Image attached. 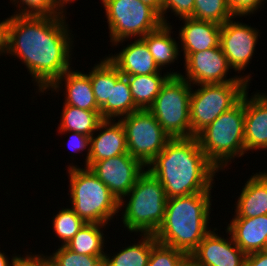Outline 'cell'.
Returning <instances> with one entry per match:
<instances>
[{
	"label": "cell",
	"mask_w": 267,
	"mask_h": 266,
	"mask_svg": "<svg viewBox=\"0 0 267 266\" xmlns=\"http://www.w3.org/2000/svg\"><path fill=\"white\" fill-rule=\"evenodd\" d=\"M65 22L64 15L15 14L2 21L3 53L16 56L26 65L40 91L71 69L73 43Z\"/></svg>",
	"instance_id": "6da1fadb"
},
{
	"label": "cell",
	"mask_w": 267,
	"mask_h": 266,
	"mask_svg": "<svg viewBox=\"0 0 267 266\" xmlns=\"http://www.w3.org/2000/svg\"><path fill=\"white\" fill-rule=\"evenodd\" d=\"M147 168L162 184L167 198L211 190L219 171L193 136L171 138Z\"/></svg>",
	"instance_id": "7a4b0ae2"
},
{
	"label": "cell",
	"mask_w": 267,
	"mask_h": 266,
	"mask_svg": "<svg viewBox=\"0 0 267 266\" xmlns=\"http://www.w3.org/2000/svg\"><path fill=\"white\" fill-rule=\"evenodd\" d=\"M211 191L168 198L164 220L154 237L164 245L191 254L211 231Z\"/></svg>",
	"instance_id": "3957f363"
},
{
	"label": "cell",
	"mask_w": 267,
	"mask_h": 266,
	"mask_svg": "<svg viewBox=\"0 0 267 266\" xmlns=\"http://www.w3.org/2000/svg\"><path fill=\"white\" fill-rule=\"evenodd\" d=\"M245 93L231 109L219 115L195 137L207 159L219 170L245 154Z\"/></svg>",
	"instance_id": "277c9868"
},
{
	"label": "cell",
	"mask_w": 267,
	"mask_h": 266,
	"mask_svg": "<svg viewBox=\"0 0 267 266\" xmlns=\"http://www.w3.org/2000/svg\"><path fill=\"white\" fill-rule=\"evenodd\" d=\"M126 196H130L124 204ZM167 197L159 180L148 170L144 171L127 195L119 201V209L125 210L124 226L130 232L155 234L164 220Z\"/></svg>",
	"instance_id": "5b68a950"
},
{
	"label": "cell",
	"mask_w": 267,
	"mask_h": 266,
	"mask_svg": "<svg viewBox=\"0 0 267 266\" xmlns=\"http://www.w3.org/2000/svg\"><path fill=\"white\" fill-rule=\"evenodd\" d=\"M71 209L85 223L108 224L119 201L89 168L69 165Z\"/></svg>",
	"instance_id": "8992f818"
},
{
	"label": "cell",
	"mask_w": 267,
	"mask_h": 266,
	"mask_svg": "<svg viewBox=\"0 0 267 266\" xmlns=\"http://www.w3.org/2000/svg\"><path fill=\"white\" fill-rule=\"evenodd\" d=\"M191 91L187 80L171 76L148 108L170 138L191 137Z\"/></svg>",
	"instance_id": "52a82bcc"
},
{
	"label": "cell",
	"mask_w": 267,
	"mask_h": 266,
	"mask_svg": "<svg viewBox=\"0 0 267 266\" xmlns=\"http://www.w3.org/2000/svg\"><path fill=\"white\" fill-rule=\"evenodd\" d=\"M102 4L114 45L134 36L143 38L163 25L160 15L140 0H102Z\"/></svg>",
	"instance_id": "ba28073f"
},
{
	"label": "cell",
	"mask_w": 267,
	"mask_h": 266,
	"mask_svg": "<svg viewBox=\"0 0 267 266\" xmlns=\"http://www.w3.org/2000/svg\"><path fill=\"white\" fill-rule=\"evenodd\" d=\"M248 82L202 84L191 91V137L211 124L219 115L235 106L248 89Z\"/></svg>",
	"instance_id": "9c48e42d"
},
{
	"label": "cell",
	"mask_w": 267,
	"mask_h": 266,
	"mask_svg": "<svg viewBox=\"0 0 267 266\" xmlns=\"http://www.w3.org/2000/svg\"><path fill=\"white\" fill-rule=\"evenodd\" d=\"M128 153L147 166L171 139L149 110H138L122 117Z\"/></svg>",
	"instance_id": "30bf717a"
},
{
	"label": "cell",
	"mask_w": 267,
	"mask_h": 266,
	"mask_svg": "<svg viewBox=\"0 0 267 266\" xmlns=\"http://www.w3.org/2000/svg\"><path fill=\"white\" fill-rule=\"evenodd\" d=\"M185 59L186 76L180 77L190 84H221L227 82H249L251 77L228 78L226 75L232 67L229 65L221 47H214L200 52L183 53Z\"/></svg>",
	"instance_id": "8fae6325"
},
{
	"label": "cell",
	"mask_w": 267,
	"mask_h": 266,
	"mask_svg": "<svg viewBox=\"0 0 267 266\" xmlns=\"http://www.w3.org/2000/svg\"><path fill=\"white\" fill-rule=\"evenodd\" d=\"M146 167L129 153L94 162L89 170L105 184L120 201L137 182Z\"/></svg>",
	"instance_id": "7c38bea8"
},
{
	"label": "cell",
	"mask_w": 267,
	"mask_h": 266,
	"mask_svg": "<svg viewBox=\"0 0 267 266\" xmlns=\"http://www.w3.org/2000/svg\"><path fill=\"white\" fill-rule=\"evenodd\" d=\"M259 31L232 19L221 25L220 47L229 65L241 72L247 67L255 51Z\"/></svg>",
	"instance_id": "4fadbf2b"
},
{
	"label": "cell",
	"mask_w": 267,
	"mask_h": 266,
	"mask_svg": "<svg viewBox=\"0 0 267 266\" xmlns=\"http://www.w3.org/2000/svg\"><path fill=\"white\" fill-rule=\"evenodd\" d=\"M210 231L191 253L199 266H245L246 254L235 244L233 238H222Z\"/></svg>",
	"instance_id": "5bb4252c"
},
{
	"label": "cell",
	"mask_w": 267,
	"mask_h": 266,
	"mask_svg": "<svg viewBox=\"0 0 267 266\" xmlns=\"http://www.w3.org/2000/svg\"><path fill=\"white\" fill-rule=\"evenodd\" d=\"M115 121L103 120L97 127V131L101 133L95 137L93 134L90 136V147L84 165L86 168L94 162L128 153L124 127L119 120Z\"/></svg>",
	"instance_id": "9a60e30c"
},
{
	"label": "cell",
	"mask_w": 267,
	"mask_h": 266,
	"mask_svg": "<svg viewBox=\"0 0 267 266\" xmlns=\"http://www.w3.org/2000/svg\"><path fill=\"white\" fill-rule=\"evenodd\" d=\"M245 92L244 145L245 151L267 149V94Z\"/></svg>",
	"instance_id": "2e32d148"
},
{
	"label": "cell",
	"mask_w": 267,
	"mask_h": 266,
	"mask_svg": "<svg viewBox=\"0 0 267 266\" xmlns=\"http://www.w3.org/2000/svg\"><path fill=\"white\" fill-rule=\"evenodd\" d=\"M235 244L246 254L265 251L267 215L252 218H232L227 231Z\"/></svg>",
	"instance_id": "e0dca14e"
},
{
	"label": "cell",
	"mask_w": 267,
	"mask_h": 266,
	"mask_svg": "<svg viewBox=\"0 0 267 266\" xmlns=\"http://www.w3.org/2000/svg\"><path fill=\"white\" fill-rule=\"evenodd\" d=\"M123 76L149 75L159 73L160 68L154 61L148 46L142 38L127 45L118 54L107 56Z\"/></svg>",
	"instance_id": "ac0fdd59"
},
{
	"label": "cell",
	"mask_w": 267,
	"mask_h": 266,
	"mask_svg": "<svg viewBox=\"0 0 267 266\" xmlns=\"http://www.w3.org/2000/svg\"><path fill=\"white\" fill-rule=\"evenodd\" d=\"M182 20L185 22L179 31V37L184 53L200 52L220 46V24L191 17Z\"/></svg>",
	"instance_id": "d6986e66"
},
{
	"label": "cell",
	"mask_w": 267,
	"mask_h": 266,
	"mask_svg": "<svg viewBox=\"0 0 267 266\" xmlns=\"http://www.w3.org/2000/svg\"><path fill=\"white\" fill-rule=\"evenodd\" d=\"M65 80V81H64ZM65 82V103L83 110L100 111L97 105L94 92L92 90V83L88 74H83L79 71L67 70L61 77H59L49 88L41 90L43 93L47 89L57 90Z\"/></svg>",
	"instance_id": "ffe728a7"
},
{
	"label": "cell",
	"mask_w": 267,
	"mask_h": 266,
	"mask_svg": "<svg viewBox=\"0 0 267 266\" xmlns=\"http://www.w3.org/2000/svg\"><path fill=\"white\" fill-rule=\"evenodd\" d=\"M247 180L236 203L234 218L267 215V172L256 173Z\"/></svg>",
	"instance_id": "44dd1931"
},
{
	"label": "cell",
	"mask_w": 267,
	"mask_h": 266,
	"mask_svg": "<svg viewBox=\"0 0 267 266\" xmlns=\"http://www.w3.org/2000/svg\"><path fill=\"white\" fill-rule=\"evenodd\" d=\"M160 74L159 72L149 75L125 76L130 86L133 101L140 110H148L166 81L171 76L180 75L177 72H167L163 76Z\"/></svg>",
	"instance_id": "7402d4cb"
},
{
	"label": "cell",
	"mask_w": 267,
	"mask_h": 266,
	"mask_svg": "<svg viewBox=\"0 0 267 266\" xmlns=\"http://www.w3.org/2000/svg\"><path fill=\"white\" fill-rule=\"evenodd\" d=\"M138 110L140 109L133 101L128 80L122 75L116 83H111L110 101L100 107V115L103 120H113Z\"/></svg>",
	"instance_id": "603a6c76"
},
{
	"label": "cell",
	"mask_w": 267,
	"mask_h": 266,
	"mask_svg": "<svg viewBox=\"0 0 267 266\" xmlns=\"http://www.w3.org/2000/svg\"><path fill=\"white\" fill-rule=\"evenodd\" d=\"M63 107L61 123L58 126L60 133L77 132L90 137L103 121L100 111L83 110L66 104Z\"/></svg>",
	"instance_id": "cb8c5ba5"
},
{
	"label": "cell",
	"mask_w": 267,
	"mask_h": 266,
	"mask_svg": "<svg viewBox=\"0 0 267 266\" xmlns=\"http://www.w3.org/2000/svg\"><path fill=\"white\" fill-rule=\"evenodd\" d=\"M171 30L170 25H162L156 31L148 33L142 38L160 69L175 62L179 55L178 43L171 38Z\"/></svg>",
	"instance_id": "d4e9b609"
},
{
	"label": "cell",
	"mask_w": 267,
	"mask_h": 266,
	"mask_svg": "<svg viewBox=\"0 0 267 266\" xmlns=\"http://www.w3.org/2000/svg\"><path fill=\"white\" fill-rule=\"evenodd\" d=\"M143 238L131 246L108 257L105 254L104 266H147L153 245L157 242L154 234H142Z\"/></svg>",
	"instance_id": "484cf974"
},
{
	"label": "cell",
	"mask_w": 267,
	"mask_h": 266,
	"mask_svg": "<svg viewBox=\"0 0 267 266\" xmlns=\"http://www.w3.org/2000/svg\"><path fill=\"white\" fill-rule=\"evenodd\" d=\"M105 224L85 223L66 247L80 255L105 256L104 237L100 228Z\"/></svg>",
	"instance_id": "4316f807"
},
{
	"label": "cell",
	"mask_w": 267,
	"mask_h": 266,
	"mask_svg": "<svg viewBox=\"0 0 267 266\" xmlns=\"http://www.w3.org/2000/svg\"><path fill=\"white\" fill-rule=\"evenodd\" d=\"M100 62L97 65L95 64L88 73L99 108L106 101H110L111 83H116L122 76L118 68L107 57Z\"/></svg>",
	"instance_id": "83f0119b"
},
{
	"label": "cell",
	"mask_w": 267,
	"mask_h": 266,
	"mask_svg": "<svg viewBox=\"0 0 267 266\" xmlns=\"http://www.w3.org/2000/svg\"><path fill=\"white\" fill-rule=\"evenodd\" d=\"M191 18L224 24L234 19L229 8L228 0H195Z\"/></svg>",
	"instance_id": "f1b7e54d"
},
{
	"label": "cell",
	"mask_w": 267,
	"mask_h": 266,
	"mask_svg": "<svg viewBox=\"0 0 267 266\" xmlns=\"http://www.w3.org/2000/svg\"><path fill=\"white\" fill-rule=\"evenodd\" d=\"M52 224L58 238L62 240L61 246H66L85 222L71 208H62L54 217Z\"/></svg>",
	"instance_id": "f546056e"
},
{
	"label": "cell",
	"mask_w": 267,
	"mask_h": 266,
	"mask_svg": "<svg viewBox=\"0 0 267 266\" xmlns=\"http://www.w3.org/2000/svg\"><path fill=\"white\" fill-rule=\"evenodd\" d=\"M104 257L80 255L61 246L49 259L52 266H104Z\"/></svg>",
	"instance_id": "4dcf8cb0"
},
{
	"label": "cell",
	"mask_w": 267,
	"mask_h": 266,
	"mask_svg": "<svg viewBox=\"0 0 267 266\" xmlns=\"http://www.w3.org/2000/svg\"><path fill=\"white\" fill-rule=\"evenodd\" d=\"M184 252L159 243L153 245L147 266H176Z\"/></svg>",
	"instance_id": "1f68e13d"
},
{
	"label": "cell",
	"mask_w": 267,
	"mask_h": 266,
	"mask_svg": "<svg viewBox=\"0 0 267 266\" xmlns=\"http://www.w3.org/2000/svg\"><path fill=\"white\" fill-rule=\"evenodd\" d=\"M20 1V3H19ZM19 3L18 12L20 16H56L62 15L53 4V0H13L12 3ZM22 5V6H21ZM25 5V6H24ZM23 8V9H22Z\"/></svg>",
	"instance_id": "d6a6232c"
},
{
	"label": "cell",
	"mask_w": 267,
	"mask_h": 266,
	"mask_svg": "<svg viewBox=\"0 0 267 266\" xmlns=\"http://www.w3.org/2000/svg\"><path fill=\"white\" fill-rule=\"evenodd\" d=\"M195 0H163L161 19L163 25H169L164 15L170 9L180 19L191 17L194 10Z\"/></svg>",
	"instance_id": "836d02e7"
},
{
	"label": "cell",
	"mask_w": 267,
	"mask_h": 266,
	"mask_svg": "<svg viewBox=\"0 0 267 266\" xmlns=\"http://www.w3.org/2000/svg\"><path fill=\"white\" fill-rule=\"evenodd\" d=\"M264 0H228L229 8L234 17L246 16L260 8Z\"/></svg>",
	"instance_id": "e575fe53"
},
{
	"label": "cell",
	"mask_w": 267,
	"mask_h": 266,
	"mask_svg": "<svg viewBox=\"0 0 267 266\" xmlns=\"http://www.w3.org/2000/svg\"><path fill=\"white\" fill-rule=\"evenodd\" d=\"M11 266H52L48 256L42 255H28L24 257L13 256L11 259Z\"/></svg>",
	"instance_id": "d590c367"
},
{
	"label": "cell",
	"mask_w": 267,
	"mask_h": 266,
	"mask_svg": "<svg viewBox=\"0 0 267 266\" xmlns=\"http://www.w3.org/2000/svg\"><path fill=\"white\" fill-rule=\"evenodd\" d=\"M69 148L75 152L85 150L90 147V137L81 133L72 132L68 139Z\"/></svg>",
	"instance_id": "8d00e7d4"
},
{
	"label": "cell",
	"mask_w": 267,
	"mask_h": 266,
	"mask_svg": "<svg viewBox=\"0 0 267 266\" xmlns=\"http://www.w3.org/2000/svg\"><path fill=\"white\" fill-rule=\"evenodd\" d=\"M245 266H267V252L260 251L248 254L246 256Z\"/></svg>",
	"instance_id": "74e56055"
},
{
	"label": "cell",
	"mask_w": 267,
	"mask_h": 266,
	"mask_svg": "<svg viewBox=\"0 0 267 266\" xmlns=\"http://www.w3.org/2000/svg\"><path fill=\"white\" fill-rule=\"evenodd\" d=\"M176 266H199V264L191 254H185Z\"/></svg>",
	"instance_id": "f35d334b"
},
{
	"label": "cell",
	"mask_w": 267,
	"mask_h": 266,
	"mask_svg": "<svg viewBox=\"0 0 267 266\" xmlns=\"http://www.w3.org/2000/svg\"><path fill=\"white\" fill-rule=\"evenodd\" d=\"M140 1L152 7L161 17L163 0H140Z\"/></svg>",
	"instance_id": "ab89813d"
},
{
	"label": "cell",
	"mask_w": 267,
	"mask_h": 266,
	"mask_svg": "<svg viewBox=\"0 0 267 266\" xmlns=\"http://www.w3.org/2000/svg\"><path fill=\"white\" fill-rule=\"evenodd\" d=\"M74 2L75 0H53L54 7L62 14L65 15L63 11V7L65 8V4H69L70 2Z\"/></svg>",
	"instance_id": "60d3db41"
},
{
	"label": "cell",
	"mask_w": 267,
	"mask_h": 266,
	"mask_svg": "<svg viewBox=\"0 0 267 266\" xmlns=\"http://www.w3.org/2000/svg\"><path fill=\"white\" fill-rule=\"evenodd\" d=\"M0 266H11V263L9 264V260L7 256H5L4 253L0 251Z\"/></svg>",
	"instance_id": "b9f144b4"
},
{
	"label": "cell",
	"mask_w": 267,
	"mask_h": 266,
	"mask_svg": "<svg viewBox=\"0 0 267 266\" xmlns=\"http://www.w3.org/2000/svg\"><path fill=\"white\" fill-rule=\"evenodd\" d=\"M3 54V28L2 21L0 22V55Z\"/></svg>",
	"instance_id": "7bdbcfd3"
},
{
	"label": "cell",
	"mask_w": 267,
	"mask_h": 266,
	"mask_svg": "<svg viewBox=\"0 0 267 266\" xmlns=\"http://www.w3.org/2000/svg\"><path fill=\"white\" fill-rule=\"evenodd\" d=\"M265 251L267 252V241H266Z\"/></svg>",
	"instance_id": "ee69618b"
}]
</instances>
